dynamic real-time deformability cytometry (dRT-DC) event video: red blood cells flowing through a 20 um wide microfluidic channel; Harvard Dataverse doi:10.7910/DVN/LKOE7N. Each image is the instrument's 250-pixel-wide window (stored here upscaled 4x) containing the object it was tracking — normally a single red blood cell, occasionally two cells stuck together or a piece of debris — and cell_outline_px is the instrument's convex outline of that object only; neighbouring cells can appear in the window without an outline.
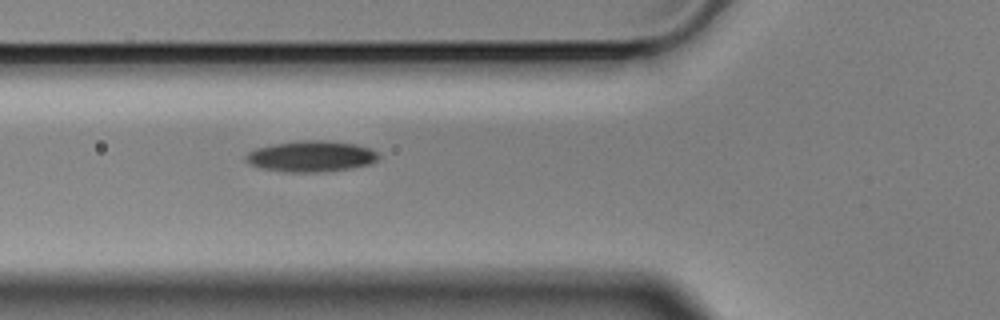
{"species": "Egyptian fruit bat (a non-hibernating species)", "species_latin": "Rousettus aegyptiacus", "temperature_condition": "cold", "stored_images_in_passage": 5, "camera_frame_rate_fps": 3000, "um_per_image_px": 0.085, "animal": {"sex": "male"}, "frame": {"image": 1, "passage_image": 5, "time_ms": 1.333, "image_size_px": [1000, 320], "cell_outline_px": [[380, 156], [372, 164], [352, 168], [316, 172], [288, 172], [260, 168], [244, 160], [244, 156], [248, 152], [256, 148], [272, 144], [300, 140], [324, 140], [356, 144], [368, 148], [376, 152]], "centroid_in_image_um": [26.43, 13.28], "position_along_channel_um": 99.4, "area_um2": 23.99}}